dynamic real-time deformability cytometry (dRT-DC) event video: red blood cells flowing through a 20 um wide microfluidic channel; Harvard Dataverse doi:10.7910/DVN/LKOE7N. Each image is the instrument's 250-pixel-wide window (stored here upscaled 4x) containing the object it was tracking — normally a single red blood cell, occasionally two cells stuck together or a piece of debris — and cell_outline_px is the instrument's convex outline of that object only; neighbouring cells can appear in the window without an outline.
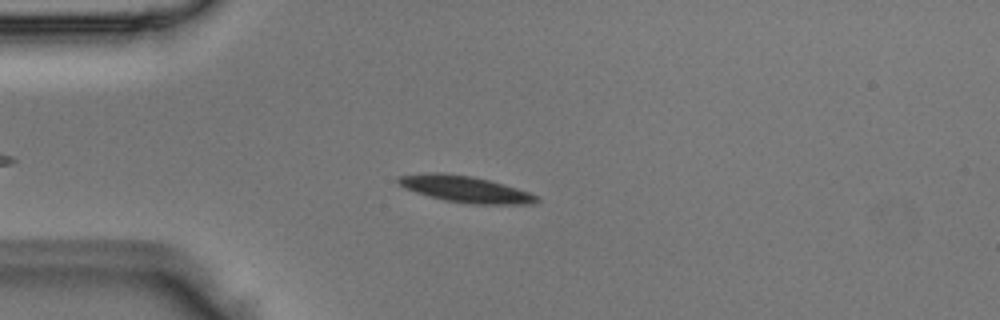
{"species": "Egyptian fruit bat (a non-hibernating species)", "species_latin": "Rousettus aegyptiacus", "temperature_condition": "room temperature", "stored_images_in_passage": 39, "camera_frame_rate_fps": 3000, "um_per_image_px": 0.085, "animal": {"sex": "male"}, "frame": {"image": 1, "passage_image": 1, "time_ms": 0.0, "image_size_px": [1000, 320], "cell_outline_px": [[540, 200], [532, 204], [472, 204], [444, 200], [416, 192], [404, 188], [396, 180], [396, 176], [428, 172], [440, 172], [472, 176], [504, 184], [528, 192], [536, 196]], "centroid_in_image_um": [39.51, 16.07], "position_along_channel_um": 45.5, "area_um2": 21.21}}
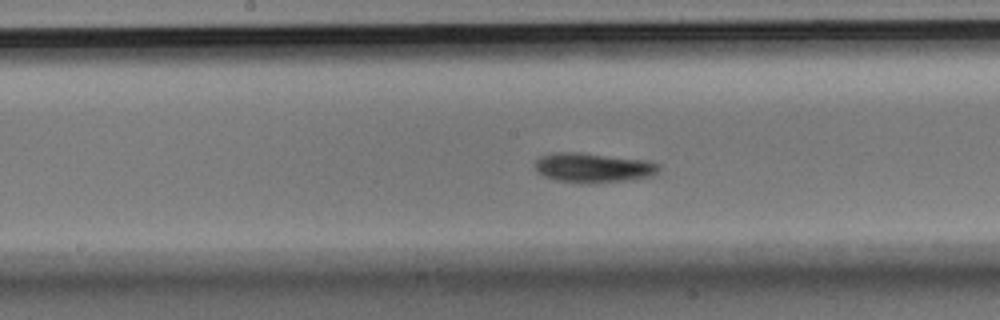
{"frame": {"image": 2, "passage_image": 14, "time_ms": 4.333, "image_size_px": [1000, 320], "cell_outline_px": [[660, 168], [652, 176], [624, 180], [588, 184], [580, 184], [556, 180], [544, 176], [536, 172], [536, 160], [540, 156], [552, 152], [580, 152], [644, 160], [660, 164]], "centroid_in_image_um": [50.37, 14.26], "position_along_channel_um": 197.8, "area_um2": 21.44}}
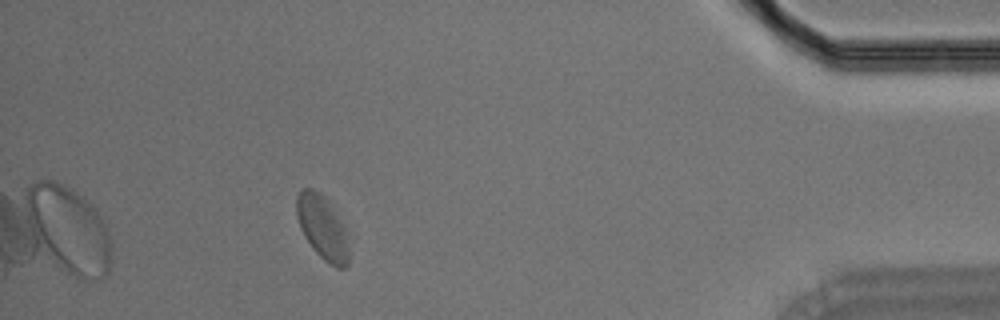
{"frame": {"image": 3, "passage_image": 34, "time_ms": 11.0, "image_size_px": [1000, 320], "cell_outline_px": [[348, 264], [344, 268], [336, 268], [324, 260], [312, 248], [304, 236], [300, 228], [296, 216], [296, 196], [300, 188], [312, 188], [320, 192], [324, 196], [344, 228], [348, 252]], "centroid_in_image_um": [27.35, 19.32], "position_along_channel_um": 407.9, "area_um2": 19.19}}